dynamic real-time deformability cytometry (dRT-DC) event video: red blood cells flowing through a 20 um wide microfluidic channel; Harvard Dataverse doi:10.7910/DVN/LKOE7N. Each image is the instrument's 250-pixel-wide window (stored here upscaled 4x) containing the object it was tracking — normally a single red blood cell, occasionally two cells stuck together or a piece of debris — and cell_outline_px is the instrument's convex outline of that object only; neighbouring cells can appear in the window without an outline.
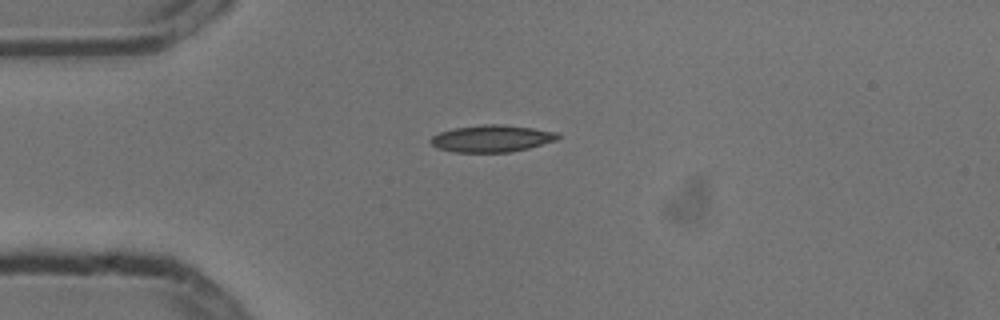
{"species": "common noctule bat (a hibernating species)", "species_latin": "Nyctalus noctula", "temperature_condition": "cold", "stored_images_in_passage": 4, "camera_frame_rate_fps": 3000, "um_per_image_px": 0.085, "animal": {"sex": "male", "body_mass_g": 13.3}, "frame": {"image": 1, "passage_image": 2, "time_ms": 0.333, "image_size_px": [1000, 320], "cell_outline_px": [[560, 136], [556, 140], [528, 148], [512, 152], [452, 152], [436, 148], [428, 140], [432, 136], [440, 132], [452, 128], [484, 124], [504, 124], [560, 132]], "centroid_in_image_um": [41.78, 11.77], "position_along_channel_um": 43.2, "area_um2": 20.17}}
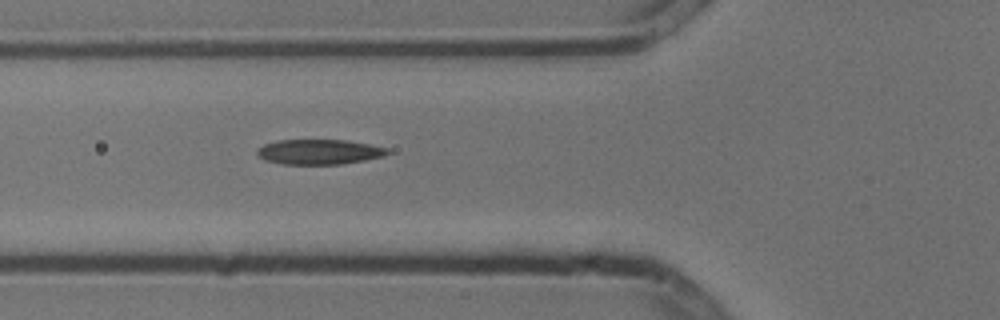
{"frame": {"image": 2, "passage_image": 4, "time_ms": 1.0, "image_size_px": [1000, 320], "cell_outline_px": [[388, 152], [384, 156], [364, 160], [340, 164], [284, 164], [268, 160], [260, 156], [256, 152], [264, 144], [280, 140], [348, 140], [388, 148]], "centroid_in_image_um": [27.16, 12.9], "position_along_channel_um": 98.6, "area_um2": 18.67}}